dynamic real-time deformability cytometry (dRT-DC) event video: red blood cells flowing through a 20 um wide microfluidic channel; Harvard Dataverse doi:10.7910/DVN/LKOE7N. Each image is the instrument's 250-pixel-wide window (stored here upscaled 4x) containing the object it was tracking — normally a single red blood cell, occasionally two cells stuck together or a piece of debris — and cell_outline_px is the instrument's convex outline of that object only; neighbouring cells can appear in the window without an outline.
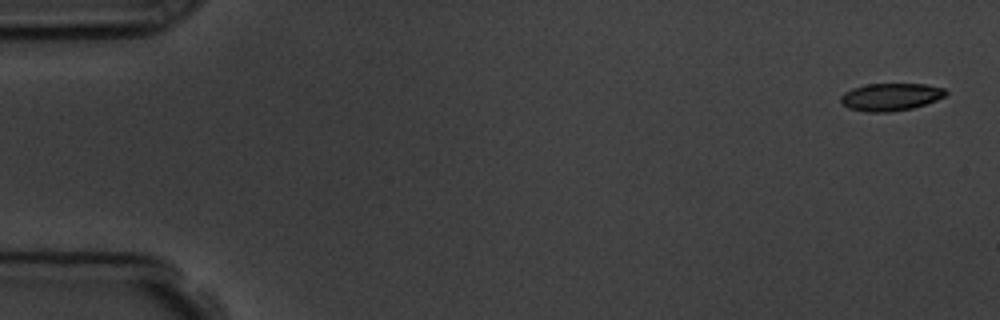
{"species": "common noctule bat (a hibernating species)", "species_latin": "Nyctalus noctula", "temperature_condition": "room temperature", "stored_images_in_passage": 5, "camera_frame_rate_fps": 3000, "um_per_image_px": 0.085, "animal": {"sex": "male", "body_mass_g": 19.5, "forearm_length_mm": 54.6}, "frame": {"image": 1, "passage_image": 1, "time_ms": 0.0, "image_size_px": [1000, 320], "cell_outline_px": [[948, 92], [944, 96], [936, 100], [912, 108], [892, 112], [868, 112], [848, 108], [840, 100], [840, 96], [844, 92], [852, 88], [868, 84], [924, 84], [944, 88]], "centroid_in_image_um": [75.69, 8.24], "position_along_channel_um": 9.3, "area_um2": 16.76}}
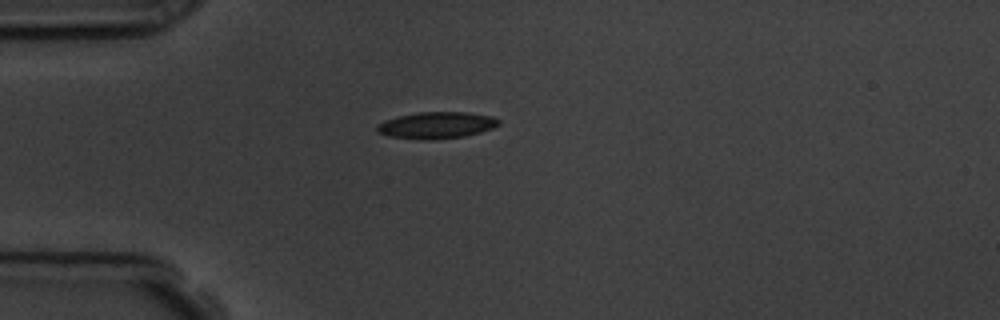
{"frame": {"image": 2, "passage_image": 5, "time_ms": 4.333, "image_size_px": [1000, 320], "cell_outline_px": [[500, 124], [492, 128], [480, 132], [464, 136], [432, 140], [420, 140], [388, 136], [376, 132], [376, 124], [384, 120], [400, 116], [420, 112], [468, 112], [492, 116], [500, 120]], "centroid_in_image_um": [37.08, 10.65], "position_along_channel_um": 47.9, "area_um2": 19.02}}